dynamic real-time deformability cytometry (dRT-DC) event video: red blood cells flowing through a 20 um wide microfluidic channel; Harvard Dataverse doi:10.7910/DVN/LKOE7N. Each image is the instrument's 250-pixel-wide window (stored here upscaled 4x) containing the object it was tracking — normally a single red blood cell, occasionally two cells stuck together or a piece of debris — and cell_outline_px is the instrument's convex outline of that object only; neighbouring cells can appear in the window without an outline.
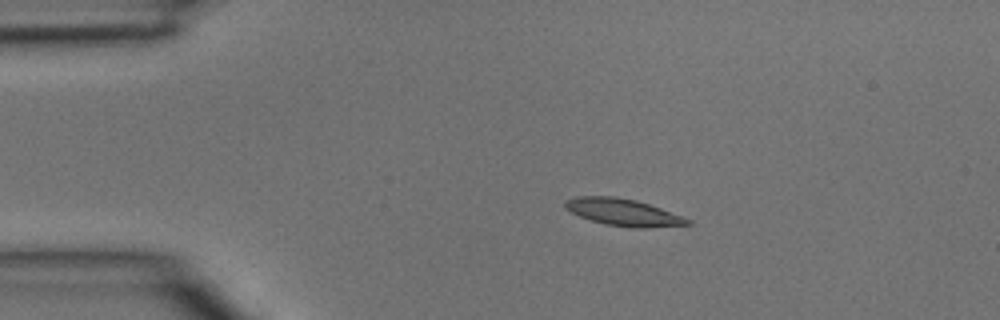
{"species": "common noctule bat (a hibernating species)", "species_latin": "Nyctalus noctula", "temperature_condition": "room temperature", "stored_images_in_passage": 2, "camera_frame_rate_fps": 3000, "um_per_image_px": 0.085, "animal": {"sex": "male", "body_mass_g": 15.6}, "frame": {"image": 1, "passage_image": 1, "time_ms": 0.0, "image_size_px": [1000, 320], "cell_outline_px": [[692, 224], [648, 228], [632, 228], [608, 224], [592, 220], [580, 216], [564, 208], [564, 200], [576, 196], [616, 196], [636, 200], [660, 208], [692, 220]], "centroid_in_image_um": [52.97, 18.04], "position_along_channel_um": 32.0, "area_um2": 19.19}}